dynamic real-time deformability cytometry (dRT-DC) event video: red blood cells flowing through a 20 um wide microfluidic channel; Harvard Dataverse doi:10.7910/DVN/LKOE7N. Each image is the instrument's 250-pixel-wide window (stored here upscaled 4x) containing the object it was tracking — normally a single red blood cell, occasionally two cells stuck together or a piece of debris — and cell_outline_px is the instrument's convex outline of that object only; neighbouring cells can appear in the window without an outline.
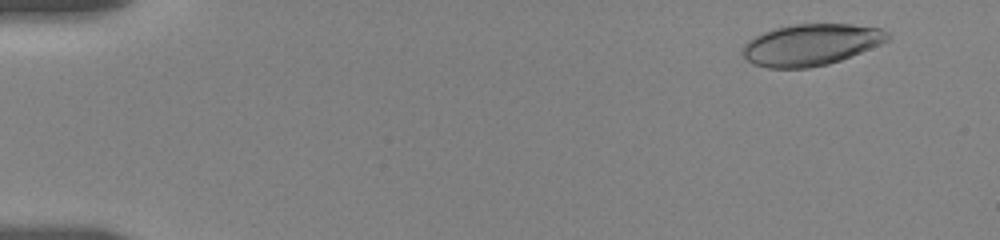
{"species": "human", "species_latin": "Homo sapiens", "temperature_condition": "room temperature", "stored_images_in_passage": 56, "camera_frame_rate_fps": 3000, "um_per_image_px": 0.085, "donor": {"sex": "female"}, "frame": {"image": 1, "passage_image": 5, "time_ms": 1.333, "image_size_px": [1000, 240], "cell_outline_px": [[892, 36], [888, 40], [880, 44], [840, 60], [828, 64], [808, 68], [768, 68], [752, 64], [740, 52], [744, 44], [748, 40], [764, 32], [776, 28], [796, 24], [852, 24], [880, 28], [888, 32]], "centroid_in_image_um": [68.92, 3.8], "position_along_channel_um": 16.1, "area_um2": 34.97}}
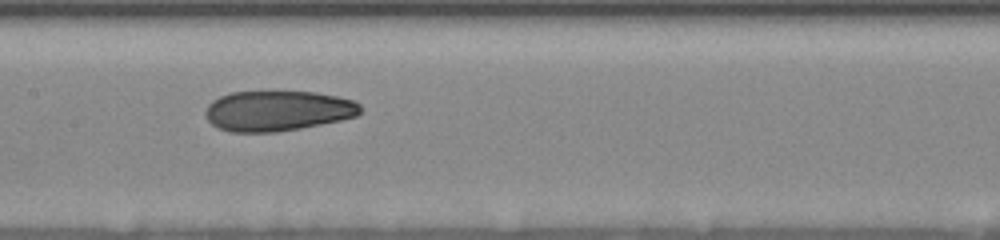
{"frame": {"image": 2, "passage_image": 29, "time_ms": 9.333, "image_size_px": [1000, 240], "cell_outline_px": [[360, 112], [356, 116], [340, 120], [300, 128], [276, 132], [228, 132], [216, 128], [208, 120], [204, 112], [208, 104], [212, 100], [220, 96], [232, 92], [316, 92], [336, 96], [352, 100], [360, 104]], "centroid_in_image_um": [23.55, 9.42], "position_along_channel_um": 183.8, "area_um2": 36.36}}
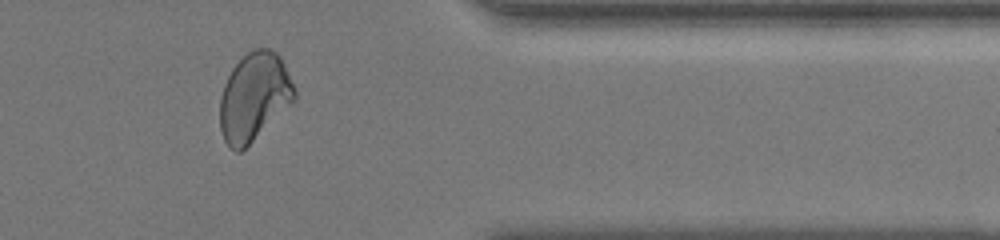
{"frame": {"image": 3, "passage_image": 47, "time_ms": 15.333, "image_size_px": [1000, 240], "cell_outline_px": [[296, 100], [240, 152], [236, 152], [224, 140], [220, 128], [220, 96], [224, 84], [232, 68], [248, 52], [256, 48], [272, 48], [280, 56], [284, 64], [296, 92]], "centroid_in_image_um": [21.6, 8.22], "position_along_channel_um": 389.8, "area_um2": 38.03}, "authors_computed_cell_mechanics": {"area_um2": 37.1076, "velocity_mm_per_s": 3.6491, "shape_relaxation_time_tau1_ms": 9.3401, "shape_relaxation_time_tau2_ms": 2.3138, "deformation_change_tau1": 0.2258, "deformation_change_tau2": 0.0786}}